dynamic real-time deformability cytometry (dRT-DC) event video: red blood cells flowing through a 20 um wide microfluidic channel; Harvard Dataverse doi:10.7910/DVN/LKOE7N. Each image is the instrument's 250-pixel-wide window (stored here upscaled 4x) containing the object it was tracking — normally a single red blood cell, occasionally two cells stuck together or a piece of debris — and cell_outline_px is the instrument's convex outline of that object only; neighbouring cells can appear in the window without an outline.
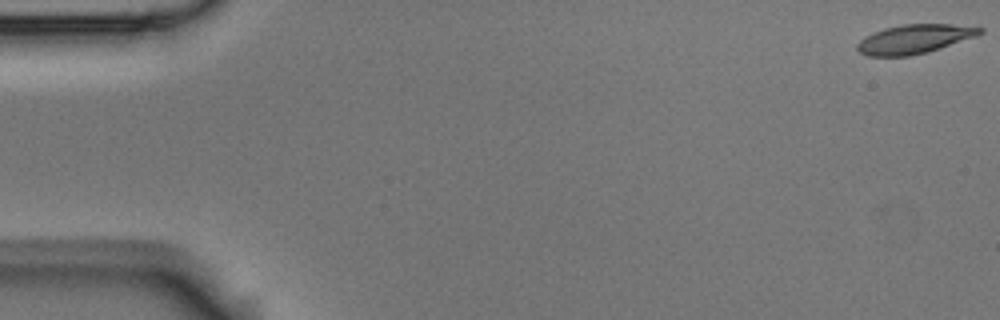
{"species": "Egyptian fruit bat (a non-hibernating species)", "species_latin": "Rousettus aegyptiacus", "temperature_condition": "room temperature", "stored_images_in_passage": 4, "camera_frame_rate_fps": 3000, "um_per_image_px": 0.085, "animal": {"sex": "male"}, "frame": {"image": 1, "passage_image": 1, "time_ms": 0.0, "image_size_px": [1000, 320], "cell_outline_px": [[984, 32], [976, 36], [928, 52], [908, 56], [868, 56], [860, 52], [856, 48], [856, 44], [860, 40], [884, 28], [904, 24], [952, 24], [984, 28]], "centroid_in_image_um": [77.74, 3.32], "position_along_channel_um": 7.3, "area_um2": 20.58}}
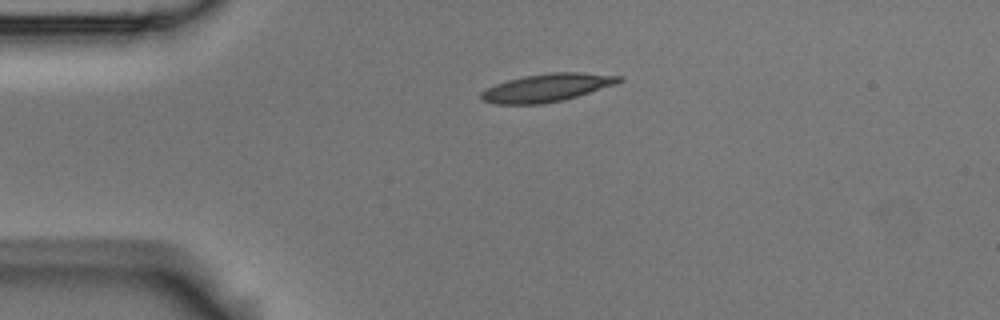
{"frame": {"image": 2, "passage_image": 4, "time_ms": 1.0, "image_size_px": [1000, 320], "cell_outline_px": [[624, 80], [616, 84], [564, 100], [540, 104], [496, 104], [480, 100], [480, 92], [496, 84], [508, 80], [524, 76], [552, 72], [580, 72], [624, 76]], "centroid_in_image_um": [46.5, 7.45], "position_along_channel_um": 38.5, "area_um2": 22.48}}